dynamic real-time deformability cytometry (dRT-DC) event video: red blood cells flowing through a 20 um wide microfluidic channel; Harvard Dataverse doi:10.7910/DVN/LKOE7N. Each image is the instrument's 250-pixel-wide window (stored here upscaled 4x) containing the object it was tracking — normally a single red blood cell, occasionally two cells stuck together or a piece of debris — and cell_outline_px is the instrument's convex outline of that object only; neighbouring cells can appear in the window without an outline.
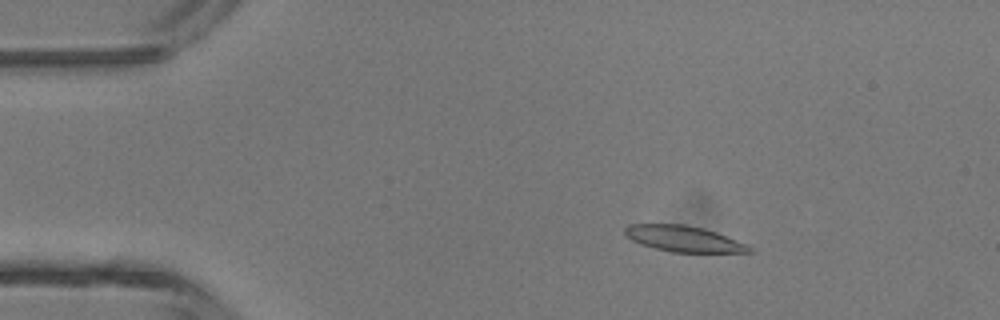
{"species": "common noctule bat (a hibernating species)", "species_latin": "Nyctalus noctula", "temperature_condition": "room temperature", "stored_images_in_passage": 4, "camera_frame_rate_fps": 3000, "um_per_image_px": 0.085, "animal": {"sex": "male", "body_mass_g": 13.3}, "frame": {"image": 1, "passage_image": 3, "time_ms": 0.667, "image_size_px": [1000, 320], "cell_outline_px": [[756, 252], [672, 252], [640, 244], [624, 236], [624, 228], [628, 224], [684, 224], [704, 228], [716, 232], [748, 244]], "centroid_in_image_um": [58.11, 20.29], "position_along_channel_um": 26.9, "area_um2": 18.9}}